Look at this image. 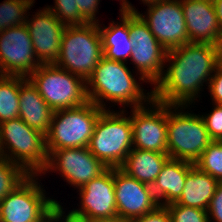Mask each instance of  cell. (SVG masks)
Segmentation results:
<instances>
[{
	"mask_svg": "<svg viewBox=\"0 0 222 222\" xmlns=\"http://www.w3.org/2000/svg\"><path fill=\"white\" fill-rule=\"evenodd\" d=\"M220 63L213 44L187 43L168 50L166 69L152 88L153 99L168 105L195 104Z\"/></svg>",
	"mask_w": 222,
	"mask_h": 222,
	"instance_id": "6da1fadb",
	"label": "cell"
},
{
	"mask_svg": "<svg viewBox=\"0 0 222 222\" xmlns=\"http://www.w3.org/2000/svg\"><path fill=\"white\" fill-rule=\"evenodd\" d=\"M126 64L128 62L102 57L86 80L88 100L103 110H110V106L107 107L110 102L120 104L121 110L148 104L153 99L152 89L145 93L147 90L141 84L147 81L139 79L138 82L134 69L131 71Z\"/></svg>",
	"mask_w": 222,
	"mask_h": 222,
	"instance_id": "7a4b0ae2",
	"label": "cell"
},
{
	"mask_svg": "<svg viewBox=\"0 0 222 222\" xmlns=\"http://www.w3.org/2000/svg\"><path fill=\"white\" fill-rule=\"evenodd\" d=\"M38 177L41 176L28 175L0 202V222L57 221L63 203L47 196Z\"/></svg>",
	"mask_w": 222,
	"mask_h": 222,
	"instance_id": "3957f363",
	"label": "cell"
},
{
	"mask_svg": "<svg viewBox=\"0 0 222 222\" xmlns=\"http://www.w3.org/2000/svg\"><path fill=\"white\" fill-rule=\"evenodd\" d=\"M2 158L19 165L28 175H40L48 161L45 134L21 118L0 123Z\"/></svg>",
	"mask_w": 222,
	"mask_h": 222,
	"instance_id": "277c9868",
	"label": "cell"
},
{
	"mask_svg": "<svg viewBox=\"0 0 222 222\" xmlns=\"http://www.w3.org/2000/svg\"><path fill=\"white\" fill-rule=\"evenodd\" d=\"M127 110H104L95 124L88 149L107 168H120L133 149L130 115Z\"/></svg>",
	"mask_w": 222,
	"mask_h": 222,
	"instance_id": "5b68a950",
	"label": "cell"
},
{
	"mask_svg": "<svg viewBox=\"0 0 222 222\" xmlns=\"http://www.w3.org/2000/svg\"><path fill=\"white\" fill-rule=\"evenodd\" d=\"M189 107L167 104V154L194 164L213 140L202 116Z\"/></svg>",
	"mask_w": 222,
	"mask_h": 222,
	"instance_id": "8992f818",
	"label": "cell"
},
{
	"mask_svg": "<svg viewBox=\"0 0 222 222\" xmlns=\"http://www.w3.org/2000/svg\"><path fill=\"white\" fill-rule=\"evenodd\" d=\"M102 57L98 23H86L66 26L60 55L54 64L87 80Z\"/></svg>",
	"mask_w": 222,
	"mask_h": 222,
	"instance_id": "52a82bcc",
	"label": "cell"
},
{
	"mask_svg": "<svg viewBox=\"0 0 222 222\" xmlns=\"http://www.w3.org/2000/svg\"><path fill=\"white\" fill-rule=\"evenodd\" d=\"M27 78L53 111L76 108L89 102L86 80L54 63L41 64Z\"/></svg>",
	"mask_w": 222,
	"mask_h": 222,
	"instance_id": "ba28073f",
	"label": "cell"
},
{
	"mask_svg": "<svg viewBox=\"0 0 222 222\" xmlns=\"http://www.w3.org/2000/svg\"><path fill=\"white\" fill-rule=\"evenodd\" d=\"M104 110L93 102L53 113L46 137V150L88 147L95 124Z\"/></svg>",
	"mask_w": 222,
	"mask_h": 222,
	"instance_id": "9c48e42d",
	"label": "cell"
},
{
	"mask_svg": "<svg viewBox=\"0 0 222 222\" xmlns=\"http://www.w3.org/2000/svg\"><path fill=\"white\" fill-rule=\"evenodd\" d=\"M77 193L80 206L66 213L64 206L61 205L57 219L89 221L117 219L114 168H107L98 177L77 189Z\"/></svg>",
	"mask_w": 222,
	"mask_h": 222,
	"instance_id": "30bf717a",
	"label": "cell"
},
{
	"mask_svg": "<svg viewBox=\"0 0 222 222\" xmlns=\"http://www.w3.org/2000/svg\"><path fill=\"white\" fill-rule=\"evenodd\" d=\"M128 27L134 46L129 60L135 66L136 77L153 86L162 76L168 51L135 11H128Z\"/></svg>",
	"mask_w": 222,
	"mask_h": 222,
	"instance_id": "8fae6325",
	"label": "cell"
},
{
	"mask_svg": "<svg viewBox=\"0 0 222 222\" xmlns=\"http://www.w3.org/2000/svg\"><path fill=\"white\" fill-rule=\"evenodd\" d=\"M144 5L148 7L145 15L135 12L167 51L190 43L180 0H158Z\"/></svg>",
	"mask_w": 222,
	"mask_h": 222,
	"instance_id": "7c38bea8",
	"label": "cell"
},
{
	"mask_svg": "<svg viewBox=\"0 0 222 222\" xmlns=\"http://www.w3.org/2000/svg\"><path fill=\"white\" fill-rule=\"evenodd\" d=\"M47 153L48 161L40 176L57 172L76 190L107 169L88 147L62 148Z\"/></svg>",
	"mask_w": 222,
	"mask_h": 222,
	"instance_id": "4fadbf2b",
	"label": "cell"
},
{
	"mask_svg": "<svg viewBox=\"0 0 222 222\" xmlns=\"http://www.w3.org/2000/svg\"><path fill=\"white\" fill-rule=\"evenodd\" d=\"M130 114L133 148L167 153V104L152 99Z\"/></svg>",
	"mask_w": 222,
	"mask_h": 222,
	"instance_id": "5bb4252c",
	"label": "cell"
},
{
	"mask_svg": "<svg viewBox=\"0 0 222 222\" xmlns=\"http://www.w3.org/2000/svg\"><path fill=\"white\" fill-rule=\"evenodd\" d=\"M40 65L26 25L0 32V75L27 78Z\"/></svg>",
	"mask_w": 222,
	"mask_h": 222,
	"instance_id": "9a60e30c",
	"label": "cell"
},
{
	"mask_svg": "<svg viewBox=\"0 0 222 222\" xmlns=\"http://www.w3.org/2000/svg\"><path fill=\"white\" fill-rule=\"evenodd\" d=\"M114 189L120 221L131 222L159 205L151 186L128 176L120 168H114Z\"/></svg>",
	"mask_w": 222,
	"mask_h": 222,
	"instance_id": "2e32d148",
	"label": "cell"
},
{
	"mask_svg": "<svg viewBox=\"0 0 222 222\" xmlns=\"http://www.w3.org/2000/svg\"><path fill=\"white\" fill-rule=\"evenodd\" d=\"M27 15L26 27L32 39L35 56L41 64L55 63L60 55L66 26L46 6Z\"/></svg>",
	"mask_w": 222,
	"mask_h": 222,
	"instance_id": "e0dca14e",
	"label": "cell"
},
{
	"mask_svg": "<svg viewBox=\"0 0 222 222\" xmlns=\"http://www.w3.org/2000/svg\"><path fill=\"white\" fill-rule=\"evenodd\" d=\"M190 43L215 45L221 29L212 0H180Z\"/></svg>",
	"mask_w": 222,
	"mask_h": 222,
	"instance_id": "ac0fdd59",
	"label": "cell"
},
{
	"mask_svg": "<svg viewBox=\"0 0 222 222\" xmlns=\"http://www.w3.org/2000/svg\"><path fill=\"white\" fill-rule=\"evenodd\" d=\"M19 118L29 127L47 134L54 111L44 101L32 82L20 76Z\"/></svg>",
	"mask_w": 222,
	"mask_h": 222,
	"instance_id": "d6986e66",
	"label": "cell"
},
{
	"mask_svg": "<svg viewBox=\"0 0 222 222\" xmlns=\"http://www.w3.org/2000/svg\"><path fill=\"white\" fill-rule=\"evenodd\" d=\"M194 166L193 163L169 158L151 186L159 205L175 202L185 186L186 176Z\"/></svg>",
	"mask_w": 222,
	"mask_h": 222,
	"instance_id": "ffe728a7",
	"label": "cell"
},
{
	"mask_svg": "<svg viewBox=\"0 0 222 222\" xmlns=\"http://www.w3.org/2000/svg\"><path fill=\"white\" fill-rule=\"evenodd\" d=\"M119 13L120 19H117L120 20L119 22L112 19L109 26L98 23V29L101 35L103 57L126 63L130 59L134 46L130 40L128 11L120 10Z\"/></svg>",
	"mask_w": 222,
	"mask_h": 222,
	"instance_id": "44dd1931",
	"label": "cell"
},
{
	"mask_svg": "<svg viewBox=\"0 0 222 222\" xmlns=\"http://www.w3.org/2000/svg\"><path fill=\"white\" fill-rule=\"evenodd\" d=\"M219 183L217 179L194 165L189 170L181 196L175 203L207 211Z\"/></svg>",
	"mask_w": 222,
	"mask_h": 222,
	"instance_id": "7402d4cb",
	"label": "cell"
},
{
	"mask_svg": "<svg viewBox=\"0 0 222 222\" xmlns=\"http://www.w3.org/2000/svg\"><path fill=\"white\" fill-rule=\"evenodd\" d=\"M169 158L167 153L133 148L120 169L141 183L152 186Z\"/></svg>",
	"mask_w": 222,
	"mask_h": 222,
	"instance_id": "603a6c76",
	"label": "cell"
},
{
	"mask_svg": "<svg viewBox=\"0 0 222 222\" xmlns=\"http://www.w3.org/2000/svg\"><path fill=\"white\" fill-rule=\"evenodd\" d=\"M20 76L0 75V123L19 118Z\"/></svg>",
	"mask_w": 222,
	"mask_h": 222,
	"instance_id": "cb8c5ba5",
	"label": "cell"
},
{
	"mask_svg": "<svg viewBox=\"0 0 222 222\" xmlns=\"http://www.w3.org/2000/svg\"><path fill=\"white\" fill-rule=\"evenodd\" d=\"M33 4L35 0H4L0 3V32L26 25L27 15Z\"/></svg>",
	"mask_w": 222,
	"mask_h": 222,
	"instance_id": "d4e9b609",
	"label": "cell"
},
{
	"mask_svg": "<svg viewBox=\"0 0 222 222\" xmlns=\"http://www.w3.org/2000/svg\"><path fill=\"white\" fill-rule=\"evenodd\" d=\"M194 165L222 182V141L213 140Z\"/></svg>",
	"mask_w": 222,
	"mask_h": 222,
	"instance_id": "484cf974",
	"label": "cell"
},
{
	"mask_svg": "<svg viewBox=\"0 0 222 222\" xmlns=\"http://www.w3.org/2000/svg\"><path fill=\"white\" fill-rule=\"evenodd\" d=\"M27 176L28 174L19 165L0 158V202Z\"/></svg>",
	"mask_w": 222,
	"mask_h": 222,
	"instance_id": "4316f807",
	"label": "cell"
},
{
	"mask_svg": "<svg viewBox=\"0 0 222 222\" xmlns=\"http://www.w3.org/2000/svg\"><path fill=\"white\" fill-rule=\"evenodd\" d=\"M46 7L51 10L65 26L88 23L80 15L77 0H54V6L47 5Z\"/></svg>",
	"mask_w": 222,
	"mask_h": 222,
	"instance_id": "83f0119b",
	"label": "cell"
},
{
	"mask_svg": "<svg viewBox=\"0 0 222 222\" xmlns=\"http://www.w3.org/2000/svg\"><path fill=\"white\" fill-rule=\"evenodd\" d=\"M172 222H209L206 210L178 205L175 202L166 205Z\"/></svg>",
	"mask_w": 222,
	"mask_h": 222,
	"instance_id": "f1b7e54d",
	"label": "cell"
},
{
	"mask_svg": "<svg viewBox=\"0 0 222 222\" xmlns=\"http://www.w3.org/2000/svg\"><path fill=\"white\" fill-rule=\"evenodd\" d=\"M213 107L207 114H201L206 129L212 140L222 141V104L212 103Z\"/></svg>",
	"mask_w": 222,
	"mask_h": 222,
	"instance_id": "f546056e",
	"label": "cell"
},
{
	"mask_svg": "<svg viewBox=\"0 0 222 222\" xmlns=\"http://www.w3.org/2000/svg\"><path fill=\"white\" fill-rule=\"evenodd\" d=\"M207 87L212 103L222 104V62L216 67Z\"/></svg>",
	"mask_w": 222,
	"mask_h": 222,
	"instance_id": "4dcf8cb0",
	"label": "cell"
},
{
	"mask_svg": "<svg viewBox=\"0 0 222 222\" xmlns=\"http://www.w3.org/2000/svg\"><path fill=\"white\" fill-rule=\"evenodd\" d=\"M77 4L80 15L88 23H100L99 18L96 17L99 10L100 0H77Z\"/></svg>",
	"mask_w": 222,
	"mask_h": 222,
	"instance_id": "1f68e13d",
	"label": "cell"
},
{
	"mask_svg": "<svg viewBox=\"0 0 222 222\" xmlns=\"http://www.w3.org/2000/svg\"><path fill=\"white\" fill-rule=\"evenodd\" d=\"M209 222H222V182L216 188L207 209Z\"/></svg>",
	"mask_w": 222,
	"mask_h": 222,
	"instance_id": "d6a6232c",
	"label": "cell"
},
{
	"mask_svg": "<svg viewBox=\"0 0 222 222\" xmlns=\"http://www.w3.org/2000/svg\"><path fill=\"white\" fill-rule=\"evenodd\" d=\"M131 222H172L171 215L166 205H158L153 211H150Z\"/></svg>",
	"mask_w": 222,
	"mask_h": 222,
	"instance_id": "836d02e7",
	"label": "cell"
},
{
	"mask_svg": "<svg viewBox=\"0 0 222 222\" xmlns=\"http://www.w3.org/2000/svg\"><path fill=\"white\" fill-rule=\"evenodd\" d=\"M212 2L215 8L218 24L222 30V0H212Z\"/></svg>",
	"mask_w": 222,
	"mask_h": 222,
	"instance_id": "e575fe53",
	"label": "cell"
},
{
	"mask_svg": "<svg viewBox=\"0 0 222 222\" xmlns=\"http://www.w3.org/2000/svg\"><path fill=\"white\" fill-rule=\"evenodd\" d=\"M58 222H123L119 219H112V220H73V219H57Z\"/></svg>",
	"mask_w": 222,
	"mask_h": 222,
	"instance_id": "d590c367",
	"label": "cell"
},
{
	"mask_svg": "<svg viewBox=\"0 0 222 222\" xmlns=\"http://www.w3.org/2000/svg\"><path fill=\"white\" fill-rule=\"evenodd\" d=\"M120 9L119 11H135L136 8L128 0H120Z\"/></svg>",
	"mask_w": 222,
	"mask_h": 222,
	"instance_id": "8d00e7d4",
	"label": "cell"
},
{
	"mask_svg": "<svg viewBox=\"0 0 222 222\" xmlns=\"http://www.w3.org/2000/svg\"><path fill=\"white\" fill-rule=\"evenodd\" d=\"M215 45H216V49H217L218 58H219L220 62H222V30H221L220 35L218 37V41Z\"/></svg>",
	"mask_w": 222,
	"mask_h": 222,
	"instance_id": "74e56055",
	"label": "cell"
},
{
	"mask_svg": "<svg viewBox=\"0 0 222 222\" xmlns=\"http://www.w3.org/2000/svg\"><path fill=\"white\" fill-rule=\"evenodd\" d=\"M140 1H142L143 4H147V3L158 1V0H140Z\"/></svg>",
	"mask_w": 222,
	"mask_h": 222,
	"instance_id": "f35d334b",
	"label": "cell"
},
{
	"mask_svg": "<svg viewBox=\"0 0 222 222\" xmlns=\"http://www.w3.org/2000/svg\"><path fill=\"white\" fill-rule=\"evenodd\" d=\"M0 158H2V153H1V144H0Z\"/></svg>",
	"mask_w": 222,
	"mask_h": 222,
	"instance_id": "ab89813d",
	"label": "cell"
}]
</instances>
